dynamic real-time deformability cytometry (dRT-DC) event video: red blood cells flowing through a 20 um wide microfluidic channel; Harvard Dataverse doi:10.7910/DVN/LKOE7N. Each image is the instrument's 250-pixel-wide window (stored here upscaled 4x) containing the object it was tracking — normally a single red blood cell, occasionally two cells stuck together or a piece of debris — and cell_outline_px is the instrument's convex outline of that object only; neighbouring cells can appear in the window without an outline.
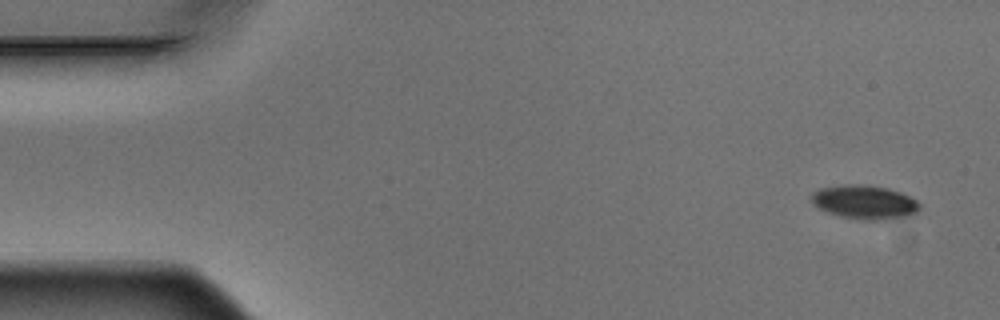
{"species": "Egyptian fruit bat (a non-hibernating species)", "species_latin": "Rousettus aegyptiacus", "temperature_condition": "warm", "stored_images_in_passage": 8, "camera_frame_rate_fps": 3000, "um_per_image_px": 0.085, "animal": {"sex": "male"}, "frame": {"image": 1, "passage_image": 1, "time_ms": 0.0, "image_size_px": [1000, 320], "cell_outline_px": [[920, 208], [912, 216], [876, 220], [868, 220], [840, 216], [828, 212], [812, 204], [812, 192], [820, 188], [844, 184], [864, 184], [888, 188], [900, 192], [916, 200], [920, 204]], "centroid_in_image_um": [73.5, 17.17], "position_along_channel_um": 11.5, "area_um2": 21.33}}
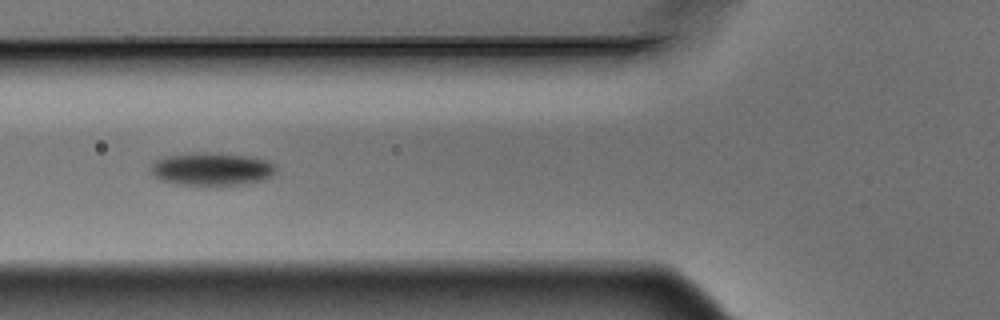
{"frame": {"image": 2, "passage_image": 6, "time_ms": 1.667, "image_size_px": [1000, 320], "cell_outline_px": [[276, 168], [272, 176], [264, 180], [252, 184], [220, 188], [212, 188], [176, 184], [160, 180], [148, 172], [152, 164], [160, 156], [192, 152], [208, 152], [252, 156], [268, 160], [276, 164]], "centroid_in_image_um": [18.0, 14.41], "position_along_channel_um": 107.8, "area_um2": 25.72}}
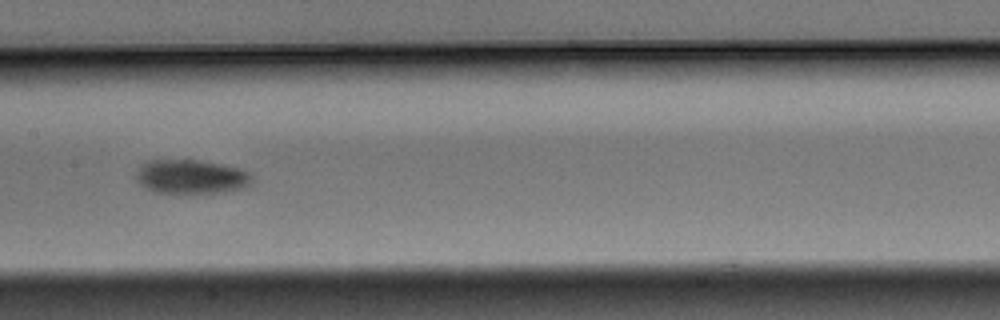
{"frame": {"image": 3, "passage_image": 8, "time_ms": 2.333, "image_size_px": [1000, 320], "cell_outline_px": [[252, 180], [244, 188], [224, 192], [176, 196], [152, 192], [144, 188], [136, 180], [136, 172], [140, 164], [148, 160], [200, 160], [224, 164], [248, 172], [252, 176]], "centroid_in_image_um": [16.17, 15.07], "position_along_channel_um": 191.2, "area_um2": 24.04}}